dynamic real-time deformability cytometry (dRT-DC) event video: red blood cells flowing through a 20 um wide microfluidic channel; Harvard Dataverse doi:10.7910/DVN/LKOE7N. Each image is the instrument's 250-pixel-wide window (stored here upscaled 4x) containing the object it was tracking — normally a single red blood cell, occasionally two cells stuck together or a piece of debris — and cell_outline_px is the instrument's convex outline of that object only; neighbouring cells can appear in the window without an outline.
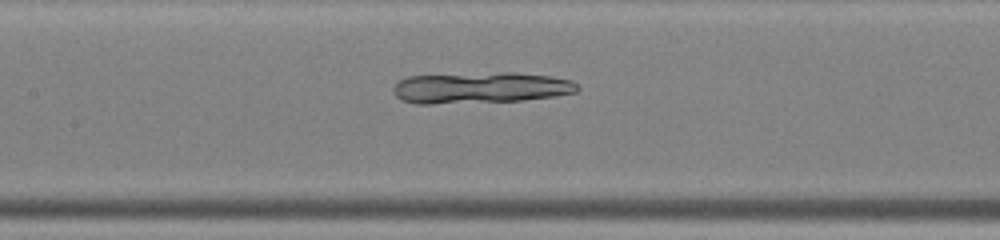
{"species": "common noctule bat (a hibernating species)", "species_latin": "Nyctalus noctula", "temperature_condition": "warm", "stored_images_in_passage": 37, "camera_frame_rate_fps": 3000, "um_per_image_px": 0.085, "animal": {"sex": "male", "body_mass_g": 19.0, "forearm_length_mm": 50.8}, "frame": {"image": 1, "passage_image": 13, "time_ms": 4.0, "image_size_px": [1000, 240], "cell_outline_px": [[580, 88], [576, 92], [556, 96], [524, 100], [432, 104], [416, 104], [400, 100], [392, 92], [392, 88], [400, 80], [408, 76], [504, 72], [516, 72], [548, 76], [568, 80], [576, 84]], "centroid_in_image_um": [40.8, 7.46], "position_along_channel_um": 166.6, "area_um2": 33.47}}
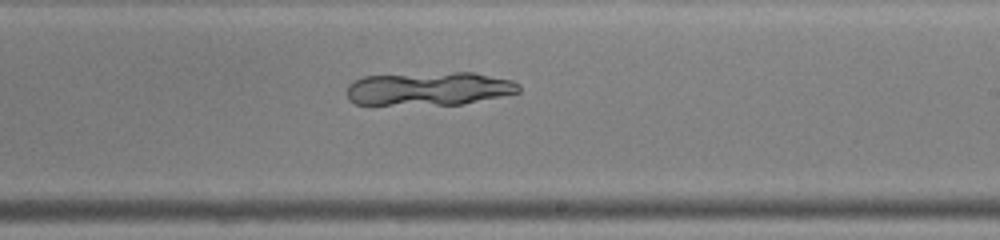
{"frame": {"image": 2, "passage_image": 19, "time_ms": 6.0, "image_size_px": [1000, 240], "cell_outline_px": [[520, 92], [460, 104], [356, 104], [348, 100], [348, 84], [352, 80], [364, 76], [452, 72], [476, 72], [512, 80], [520, 84]], "centroid_in_image_um": [36.48, 7.52], "position_along_channel_um": 252.5, "area_um2": 33.35}}
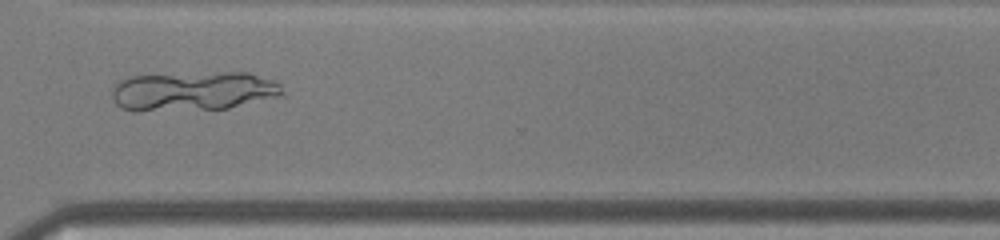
{"frame": {"image": 3, "passage_image": 26, "time_ms": 8.333, "image_size_px": [1000, 240], "cell_outline_px": [[284, 92], [280, 96], [228, 108], [136, 112], [132, 112], [120, 108], [116, 104], [112, 96], [112, 88], [120, 80], [128, 76], [224, 72], [252, 72], [272, 80], [280, 84]], "centroid_in_image_um": [16.39, 7.75], "position_along_channel_um": 354.2, "area_um2": 39.36}}